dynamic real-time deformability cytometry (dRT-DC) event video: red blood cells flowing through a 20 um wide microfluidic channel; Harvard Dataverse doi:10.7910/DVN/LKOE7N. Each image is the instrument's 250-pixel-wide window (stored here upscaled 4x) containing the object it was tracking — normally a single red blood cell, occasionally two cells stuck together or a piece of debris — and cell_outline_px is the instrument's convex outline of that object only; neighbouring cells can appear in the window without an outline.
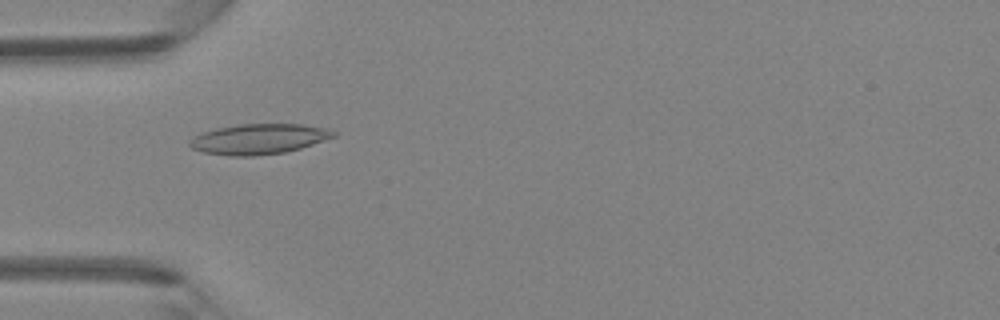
{"species": "Egyptian fruit bat (a non-hibernating species)", "species_latin": "Rousettus aegyptiacus", "temperature_condition": "room temperature", "stored_images_in_passage": 4, "camera_frame_rate_fps": 3000, "um_per_image_px": 0.085, "animal": {"sex": "female"}, "frame": {"image": 1, "passage_image": 4, "time_ms": 1.0, "image_size_px": [1000, 320], "cell_outline_px": [[336, 136], [300, 148], [284, 152], [256, 156], [228, 156], [204, 152], [192, 148], [188, 144], [188, 140], [192, 136], [216, 128], [240, 124], [304, 124], [328, 128], [336, 132]], "centroid_in_image_um": [21.98, 11.81], "position_along_channel_um": 63.0, "area_um2": 25.49}}